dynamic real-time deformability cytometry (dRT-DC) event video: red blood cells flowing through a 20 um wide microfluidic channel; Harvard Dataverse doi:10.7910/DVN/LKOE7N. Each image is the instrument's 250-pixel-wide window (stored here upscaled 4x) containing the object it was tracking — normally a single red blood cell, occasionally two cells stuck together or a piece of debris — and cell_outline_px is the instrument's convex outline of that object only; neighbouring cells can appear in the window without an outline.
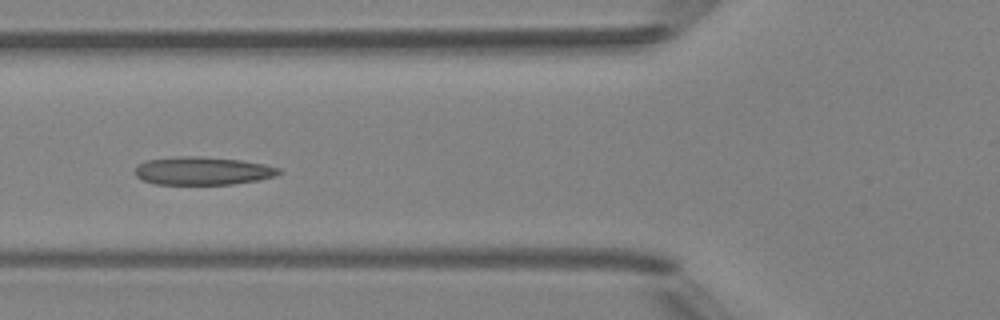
{"species": "Egyptian fruit bat (a non-hibernating species)", "species_latin": "Rousettus aegyptiacus", "temperature_condition": "room temperature", "stored_images_in_passage": 6, "camera_frame_rate_fps": 3000, "um_per_image_px": 0.085, "animal": {"sex": "female"}, "frame": {"image": 1, "passage_image": 5, "time_ms": 4.667, "image_size_px": [1000, 320], "cell_outline_px": [[284, 172], [276, 176], [256, 180], [232, 184], [156, 184], [144, 180], [136, 176], [136, 164], [148, 160], [180, 156], [200, 156], [240, 160], [264, 164], [280, 168]], "centroid_in_image_um": [17.25, 14.52], "position_along_channel_um": 108.5, "area_um2": 23.47}}
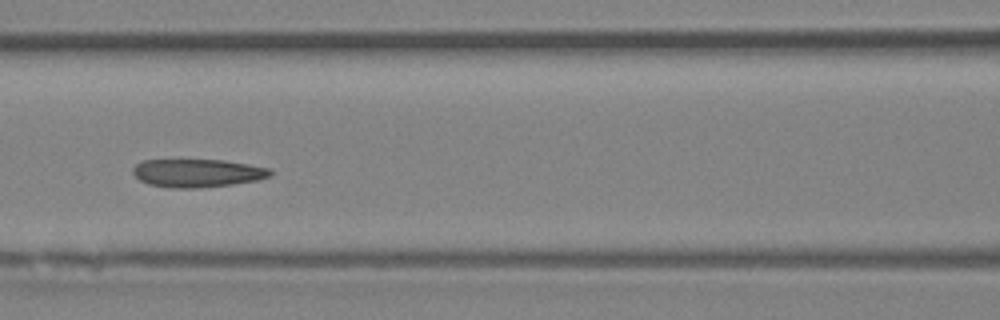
{"frame": {"image": 2, "passage_image": 6, "time_ms": 5.667, "image_size_px": [1000, 320], "cell_outline_px": [[272, 176], [256, 180], [232, 184], [200, 188], [168, 188], [148, 184], [140, 180], [132, 172], [132, 168], [136, 164], [144, 160], [224, 160], [272, 168]], "centroid_in_image_um": [16.79, 14.71], "position_along_channel_um": 149.8, "area_um2": 22.66}}